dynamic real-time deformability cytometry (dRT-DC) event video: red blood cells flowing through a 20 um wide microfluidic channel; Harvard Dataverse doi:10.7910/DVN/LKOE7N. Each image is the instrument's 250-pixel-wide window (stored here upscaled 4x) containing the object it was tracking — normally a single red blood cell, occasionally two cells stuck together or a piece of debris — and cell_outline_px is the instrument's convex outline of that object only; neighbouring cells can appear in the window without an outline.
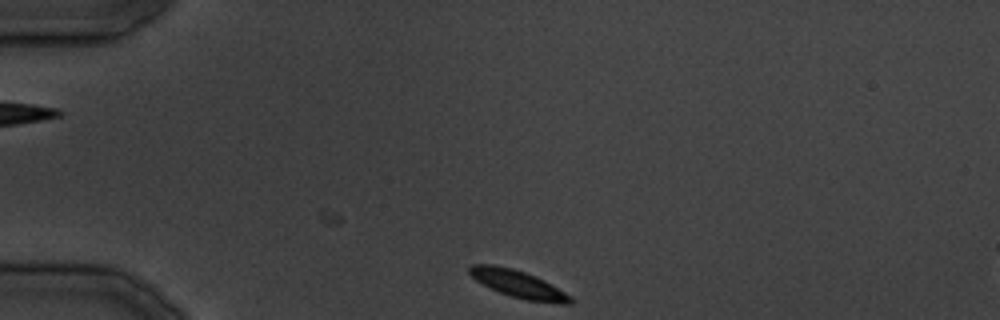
{"species": "common noctule bat (a hibernating species)", "species_latin": "Nyctalus noctula", "temperature_condition": "cold", "stored_images_in_passage": 2, "camera_frame_rate_fps": 3000, "um_per_image_px": 0.085, "animal": {"sex": "male", "body_mass_g": 19.5, "forearm_length_mm": 54.6}, "frame": {"image": 1, "passage_image": 2, "time_ms": 1.333, "image_size_px": [1000, 320], "cell_outline_px": [[576, 300], [572, 304], [560, 304], [524, 300], [500, 292], [476, 280], [468, 272], [468, 268], [472, 264], [492, 264], [512, 268], [536, 276], [544, 280], [572, 296]], "centroid_in_image_um": [44.12, 24.16], "position_along_channel_um": 40.9, "area_um2": 16.13}}